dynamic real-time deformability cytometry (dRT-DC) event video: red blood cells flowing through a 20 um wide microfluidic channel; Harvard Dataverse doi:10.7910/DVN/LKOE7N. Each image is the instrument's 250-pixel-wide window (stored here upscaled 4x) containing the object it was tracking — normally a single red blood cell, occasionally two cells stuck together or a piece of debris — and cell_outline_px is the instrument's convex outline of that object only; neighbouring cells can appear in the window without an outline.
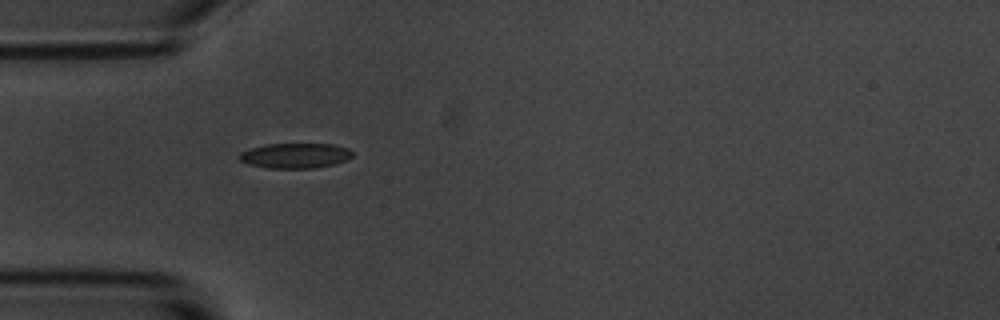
{"species": "common noctule bat (a hibernating species)", "species_latin": "Nyctalus noctula", "temperature_condition": "room temperature", "stored_images_in_passage": 41, "camera_frame_rate_fps": 3000, "um_per_image_px": 0.085, "animal": {"sex": "male", "body_mass_g": 20.1, "forearm_length_mm": 53.5}, "frame": {"image": 1, "passage_image": 1, "time_ms": 0.0, "image_size_px": [1000, 320], "cell_outline_px": [[352, 156], [348, 160], [336, 164], [316, 168], [264, 168], [248, 164], [240, 160], [236, 156], [240, 152], [248, 148], [268, 144], [332, 144], [348, 148], [352, 152]], "centroid_in_image_um": [25.07, 13.23], "position_along_channel_um": 59.9, "area_um2": 16.82}}
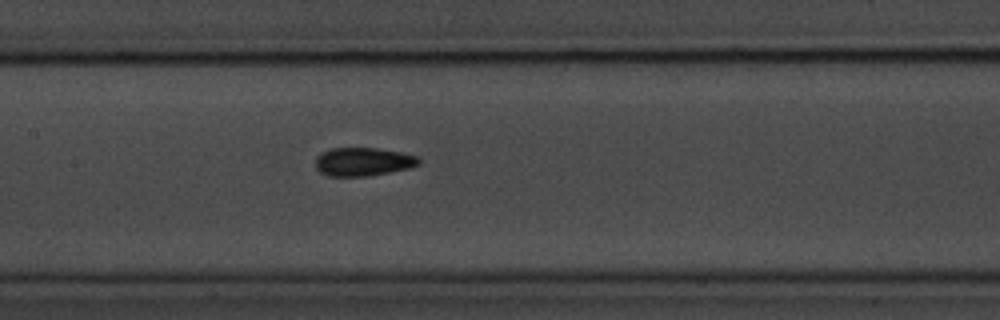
{"frame": {"image": 2, "passage_image": 11, "time_ms": 3.333, "image_size_px": [1000, 320], "cell_outline_px": [[420, 164], [408, 168], [368, 176], [328, 176], [320, 172], [316, 168], [316, 156], [320, 152], [332, 148], [376, 148], [400, 152], [416, 156], [420, 160]], "centroid_in_image_um": [30.82, 13.74], "position_along_channel_um": 176.6, "area_um2": 17.05}}
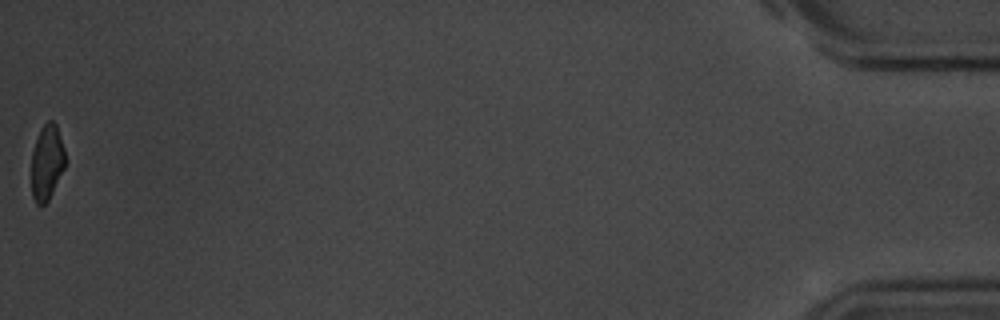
{"frame": {"image": 3, "passage_image": 41, "time_ms": 13.333, "image_size_px": [1000, 320], "cell_outline_px": [[64, 168], [48, 200], [44, 204], [36, 204], [32, 196], [32, 152], [40, 128], [48, 120], [52, 120], [56, 124], [64, 148]], "centroid_in_image_um": [3.97, 13.78], "position_along_channel_um": 431.2, "area_um2": 14.57}, "authors_computed_cell_mechanics": {"area_um2": 16.6464, "velocity_mm_per_s": 3.535, "shape_relaxation_time_tau1_ms": 4.0186, "shape_relaxation_time_tau2_ms": 2.6784, "deformation_change_tau1": 0.1221, "deformation_change_tau2": 0.0808}}